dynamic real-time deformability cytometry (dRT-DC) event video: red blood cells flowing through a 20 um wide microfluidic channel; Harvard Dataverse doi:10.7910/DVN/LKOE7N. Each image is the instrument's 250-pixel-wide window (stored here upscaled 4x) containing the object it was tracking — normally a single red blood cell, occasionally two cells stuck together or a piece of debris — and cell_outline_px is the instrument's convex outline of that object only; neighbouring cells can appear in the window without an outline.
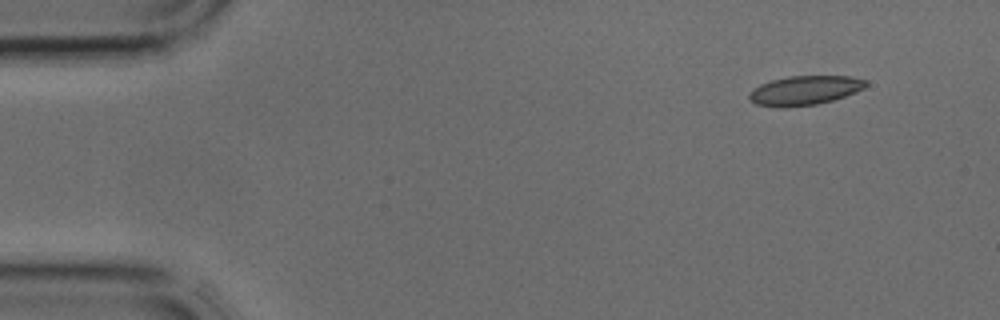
{"species": "common noctule bat (a hibernating species)", "species_latin": "Nyctalus noctula", "temperature_condition": "cold", "stored_images_in_passage": 3, "camera_frame_rate_fps": 3000, "um_per_image_px": 0.085, "animal": {"sex": "male", "body_mass_g": 17.9, "forearm_length_mm": 54.2}, "frame": {"image": 1, "passage_image": 1, "time_ms": 0.0, "image_size_px": [1000, 320], "cell_outline_px": [[868, 84], [864, 88], [856, 92], [832, 100], [816, 104], [756, 104], [748, 96], [760, 84], [772, 80], [788, 76], [852, 76], [864, 80]], "centroid_in_image_um": [68.5, 7.62], "position_along_channel_um": 16.5, "area_um2": 18.79}}
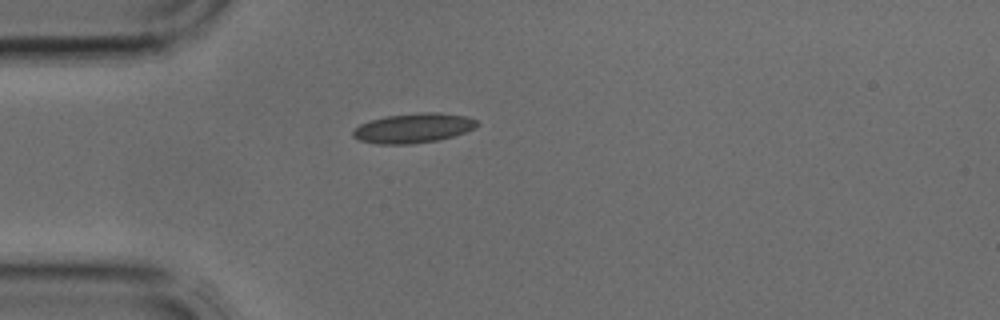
{"frame": {"image": 2, "passage_image": 3, "time_ms": 0.667, "image_size_px": [1000, 320], "cell_outline_px": [[480, 124], [464, 132], [452, 136], [436, 140], [412, 144], [376, 144], [360, 140], [352, 136], [352, 132], [360, 124], [384, 116], [424, 112], [436, 112], [468, 116], [476, 120]], "centroid_in_image_um": [35.12, 10.88], "position_along_channel_um": 49.9, "area_um2": 21.27}}